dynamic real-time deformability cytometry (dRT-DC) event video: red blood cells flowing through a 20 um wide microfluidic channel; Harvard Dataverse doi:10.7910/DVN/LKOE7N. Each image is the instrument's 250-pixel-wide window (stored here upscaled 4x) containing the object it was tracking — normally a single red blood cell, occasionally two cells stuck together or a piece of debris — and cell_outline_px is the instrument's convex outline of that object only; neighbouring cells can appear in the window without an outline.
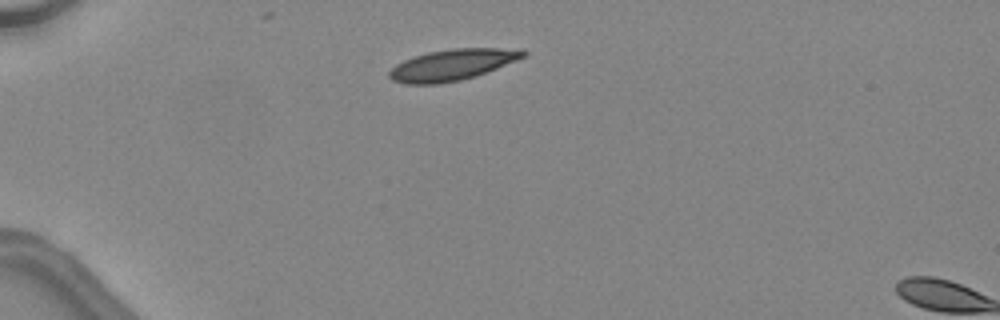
{"species": "common noctule bat (a hibernating species)", "species_latin": "Nyctalus noctula", "temperature_condition": "warm", "stored_images_in_passage": 3, "camera_frame_rate_fps": 3000, "um_per_image_px": 0.085, "animal": {"sex": "female", "body_mass_g": 24.6, "forearm_length_mm": 56.2}, "frame": {"image": 1, "passage_image": 1, "time_ms": 0.0, "image_size_px": [1000, 320], "cell_outline_px": [[528, 56], [476, 76], [460, 80], [440, 84], [404, 84], [392, 80], [388, 76], [388, 72], [396, 64], [404, 60], [428, 52], [452, 48], [524, 48], [528, 52]], "centroid_in_image_um": [38.5, 5.5], "position_along_channel_um": 46.5, "area_um2": 24.57}}